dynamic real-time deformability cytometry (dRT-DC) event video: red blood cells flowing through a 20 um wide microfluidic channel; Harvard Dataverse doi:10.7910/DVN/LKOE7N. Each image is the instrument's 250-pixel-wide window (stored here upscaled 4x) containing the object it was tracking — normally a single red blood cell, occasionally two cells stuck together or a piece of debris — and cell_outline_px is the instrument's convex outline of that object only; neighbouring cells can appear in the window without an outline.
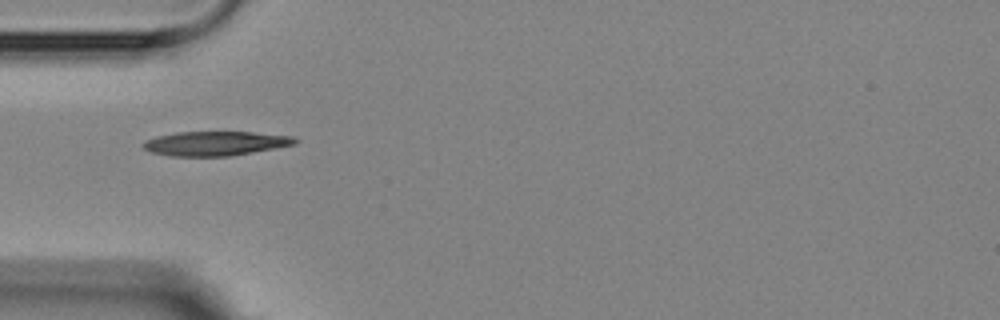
{"species": "Egyptian fruit bat (a non-hibernating species)", "species_latin": "Rousettus aegyptiacus", "temperature_condition": "room temperature", "stored_images_in_passage": 5, "camera_frame_rate_fps": 3000, "um_per_image_px": 0.085, "animal": {"sex": "female"}, "frame": {"image": 1, "passage_image": 1, "time_ms": 0.0, "image_size_px": [1000, 320], "cell_outline_px": [[300, 140], [296, 144], [276, 148], [228, 156], [172, 156], [152, 152], [144, 148], [140, 144], [144, 140], [156, 136], [176, 132], [252, 132], [292, 136]], "centroid_in_image_um": [18.3, 12.18], "position_along_channel_um": 66.7, "area_um2": 21.56}}
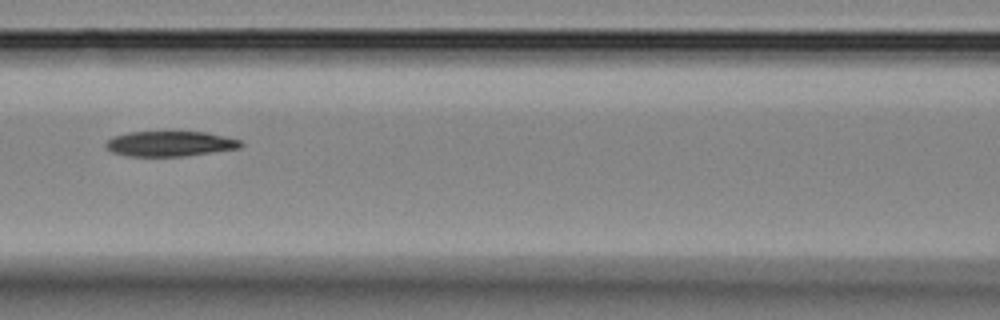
{"frame": {"image": 2, "passage_image": 3, "time_ms": 2.333, "image_size_px": [1000, 320], "cell_outline_px": [[244, 144], [240, 148], [184, 156], [128, 156], [112, 152], [104, 144], [112, 136], [128, 132], [208, 132], [240, 140]], "centroid_in_image_um": [14.45, 12.21], "position_along_channel_um": 152.2, "area_um2": 19.77}}
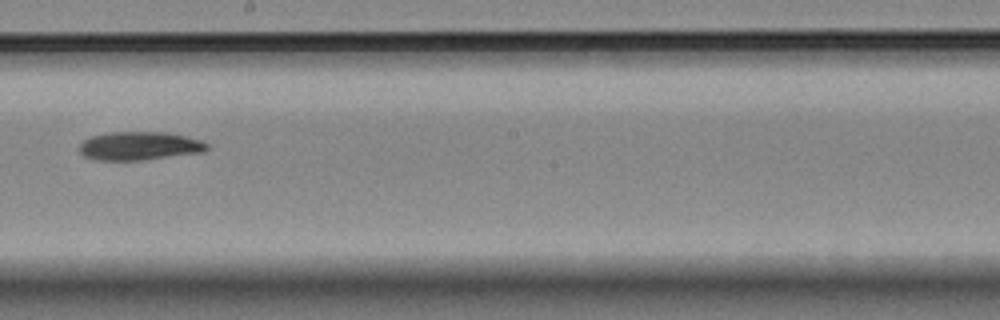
{"frame": {"image": 3, "passage_image": 5, "time_ms": 4.667, "image_size_px": [1000, 320], "cell_outline_px": [[208, 148], [204, 152], [144, 160], [96, 160], [84, 156], [80, 152], [80, 144], [84, 140], [92, 136], [108, 132], [164, 132], [184, 136], [200, 140], [208, 144]], "centroid_in_image_um": [11.85, 12.41], "position_along_channel_um": 236.4, "area_um2": 21.1}}